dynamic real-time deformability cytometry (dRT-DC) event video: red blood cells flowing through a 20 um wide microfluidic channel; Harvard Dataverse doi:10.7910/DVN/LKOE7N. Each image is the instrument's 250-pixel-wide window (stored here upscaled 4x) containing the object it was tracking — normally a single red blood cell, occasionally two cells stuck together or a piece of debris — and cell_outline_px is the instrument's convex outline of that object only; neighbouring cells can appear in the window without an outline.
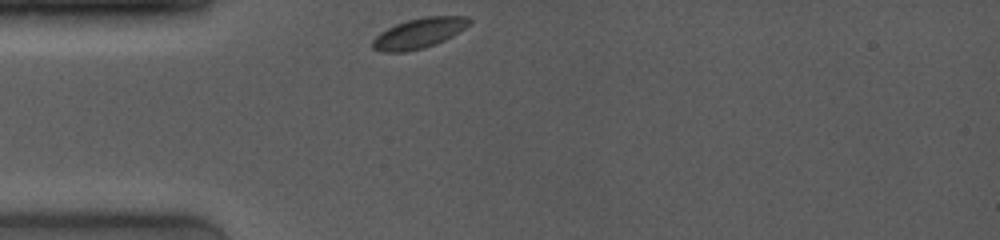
{"species": "common noctule bat (a hibernating species)", "species_latin": "Nyctalus noctula", "temperature_condition": "room temperature", "stored_images_in_passage": 26, "camera_frame_rate_fps": 4000, "um_per_image_px": 0.085, "animal": {"sex": "female", "body_mass_g": 19.0, "forearm_length_mm": 53.3}, "frame": {"image": 1, "passage_image": 1, "time_ms": 0.0, "image_size_px": [1000, 240], "cell_outline_px": [[472, 20], [464, 28], [452, 36], [444, 40], [424, 48], [404, 52], [384, 52], [372, 48], [372, 40], [380, 32], [396, 24], [408, 20], [424, 16], [468, 16]], "centroid_in_image_um": [35.6, 2.82], "position_along_channel_um": 49.4, "area_um2": 16.88}}
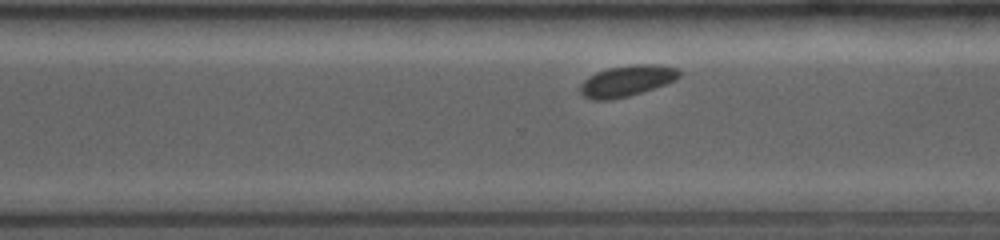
{"frame": {"image": 2, "passage_image": 20, "time_ms": 7.25, "image_size_px": [1000, 240], "cell_outline_px": [[680, 76], [676, 80], [628, 96], [608, 100], [592, 100], [584, 96], [580, 92], [580, 84], [588, 76], [596, 72], [608, 68], [632, 64], [660, 64], [676, 68], [680, 72]], "centroid_in_image_um": [53.26, 6.86], "position_along_channel_um": 317.3, "area_um2": 17.86}}
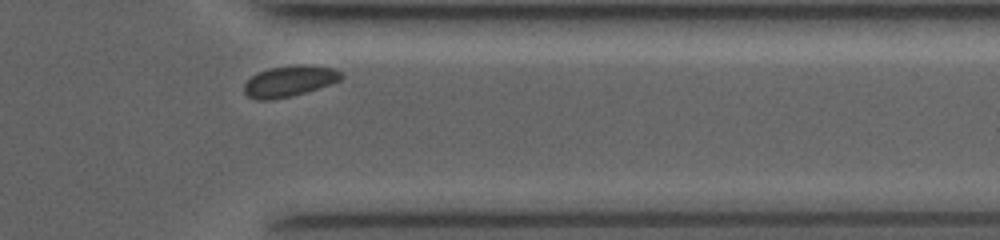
{"frame": {"image": 3, "passage_image": 24, "time_ms": 9.0, "image_size_px": [1000, 240], "cell_outline_px": [[344, 76], [340, 80], [332, 84], [292, 96], [272, 100], [256, 100], [248, 96], [244, 92], [244, 84], [252, 76], [268, 68], [296, 64], [304, 64], [332, 68], [344, 72]], "centroid_in_image_um": [24.63, 6.89], "position_along_channel_um": 386.8, "area_um2": 17.69}}